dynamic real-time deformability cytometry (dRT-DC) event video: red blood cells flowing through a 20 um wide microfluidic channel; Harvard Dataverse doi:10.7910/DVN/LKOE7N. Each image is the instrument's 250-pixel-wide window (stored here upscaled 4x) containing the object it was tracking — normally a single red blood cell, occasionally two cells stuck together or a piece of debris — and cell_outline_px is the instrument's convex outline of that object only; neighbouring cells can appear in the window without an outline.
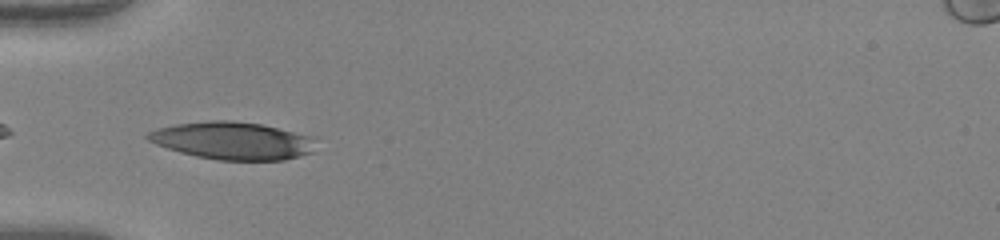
{"species": "human", "species_latin": "Homo sapiens", "temperature_condition": "warm", "stored_images_in_passage": 34, "camera_frame_rate_fps": 3000, "um_per_image_px": 0.085, "donor": {"sex": "female"}, "frame": {"image": 1, "passage_image": 1, "time_ms": 0.0, "image_size_px": [1000, 240], "cell_outline_px": [[312, 152], [300, 156], [284, 160], [220, 160], [196, 156], [180, 152], [156, 144], [148, 140], [144, 136], [148, 132], [156, 128], [176, 124], [212, 120], [232, 120], [260, 124], [312, 136]], "centroid_in_image_um": [19.72, 11.95], "position_along_channel_um": 65.3, "area_um2": 36.47}}
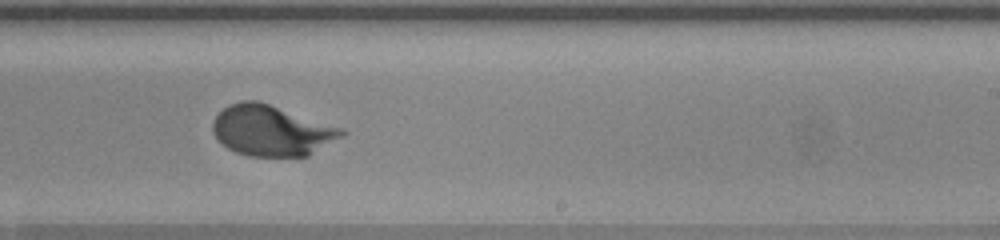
{"frame": {"image": 2, "passage_image": 16, "time_ms": 5.0, "image_size_px": [1000, 240], "cell_outline_px": [[348, 132], [344, 136], [308, 156], [248, 156], [236, 152], [228, 148], [212, 132], [212, 120], [228, 104], [240, 100], [260, 100], [344, 128]], "centroid_in_image_um": [23.12, 11.08], "position_along_channel_um": 265.9, "area_um2": 38.49}}
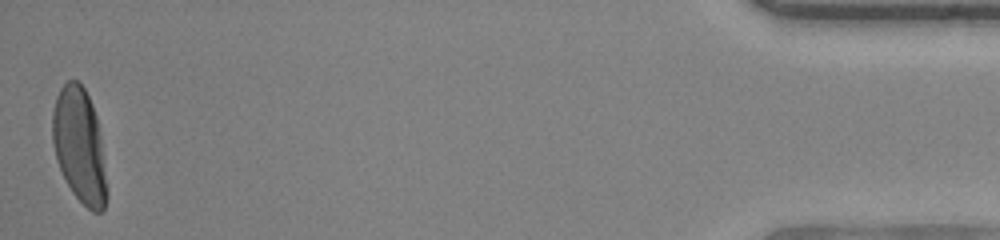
{"frame": {"image": 3, "passage_image": 34, "time_ms": 11.0, "image_size_px": [1000, 240], "cell_outline_px": [[108, 196], [104, 208], [100, 212], [92, 212], [72, 192], [56, 160], [52, 140], [52, 112], [56, 96], [60, 88], [68, 80], [76, 80], [84, 88], [92, 104], [96, 116], [100, 136], [108, 192]], "centroid_in_image_um": [6.75, 12.38], "position_along_channel_um": 428.5, "area_um2": 36.18}, "authors_computed_cell_mechanics": {"area_um2": 36.7897, "velocity_mm_per_s": 4.0761, "shape_relaxation_time_tau1_ms": 3.2745, "shape_relaxation_time_tau2_ms": null, "deformation_change_tau1": 0.2074, "deformation_change_tau2": null}}